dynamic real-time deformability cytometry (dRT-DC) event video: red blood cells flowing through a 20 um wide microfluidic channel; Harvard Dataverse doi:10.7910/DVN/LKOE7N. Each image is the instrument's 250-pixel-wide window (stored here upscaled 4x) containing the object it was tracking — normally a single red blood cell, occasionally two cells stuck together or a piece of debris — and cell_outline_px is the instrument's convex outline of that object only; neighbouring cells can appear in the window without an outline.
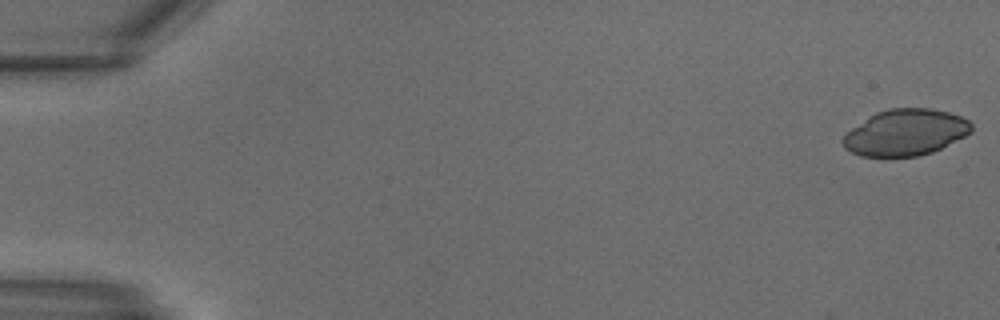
{"species": "common noctule bat (a hibernating species)", "species_latin": "Nyctalus noctula", "temperature_condition": "warm", "stored_images_in_passage": 15, "camera_frame_rate_fps": 3000, "um_per_image_px": 0.085, "animal": {"sex": "male", "body_mass_g": 18.8}, "frame": {"image": 1, "passage_image": 1, "time_ms": 0.0, "image_size_px": [1000, 320], "cell_outline_px": [[972, 132], [932, 152], [920, 156], [860, 156], [844, 148], [840, 140], [852, 128], [876, 112], [888, 108], [932, 108], [948, 112], [960, 116], [968, 120], [972, 124]], "centroid_in_image_um": [76.96, 11.25], "position_along_channel_um": 8.0, "area_um2": 34.51}}